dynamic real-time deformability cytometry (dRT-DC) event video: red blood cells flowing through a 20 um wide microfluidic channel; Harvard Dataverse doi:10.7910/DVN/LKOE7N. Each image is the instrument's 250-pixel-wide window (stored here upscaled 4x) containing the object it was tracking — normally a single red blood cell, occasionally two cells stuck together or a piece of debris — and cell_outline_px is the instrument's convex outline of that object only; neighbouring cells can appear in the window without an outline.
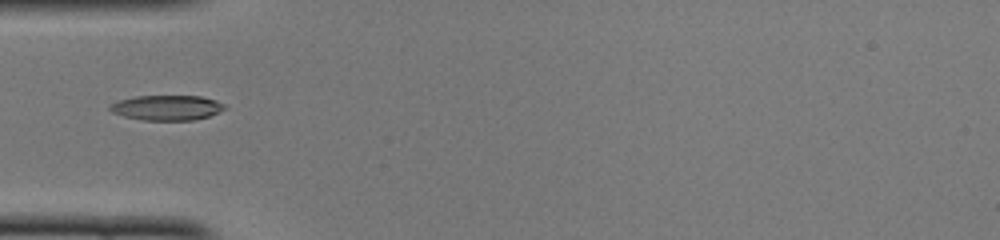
{"species": "common noctule bat (a hibernating species)", "species_latin": "Nyctalus noctula", "temperature_condition": "cold", "stored_images_in_passage": 34, "camera_frame_rate_fps": 3000, "um_per_image_px": 0.085, "animal": {"sex": "female", "body_mass_g": 22.0, "forearm_length_mm": 56.7}, "frame": {"image": 1, "passage_image": 1, "time_ms": 0.0, "image_size_px": [1000, 240], "cell_outline_px": [[228, 108], [208, 116], [192, 120], [144, 120], [124, 116], [112, 112], [108, 108], [108, 104], [120, 100], [136, 96], [200, 96], [216, 100], [224, 104]], "centroid_in_image_um": [14.18, 9.15], "position_along_channel_um": 70.8, "area_um2": 16.7}}
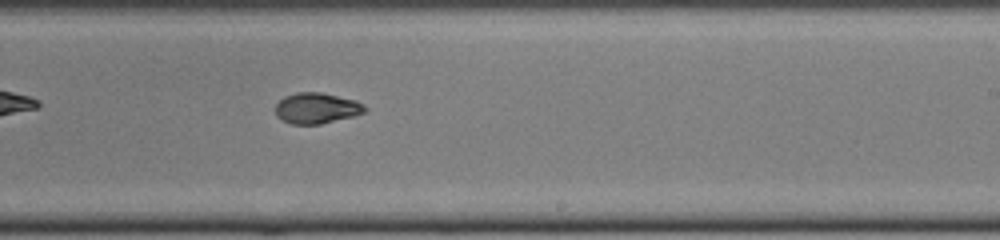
{"frame": {"image": 2, "passage_image": 15, "time_ms": 4.667, "image_size_px": [1000, 240], "cell_outline_px": [[368, 108], [364, 112], [352, 116], [320, 124], [292, 124], [280, 120], [276, 116], [276, 104], [284, 96], [296, 92], [320, 92], [356, 100], [364, 104]], "centroid_in_image_um": [26.89, 9.19], "position_along_channel_um": 262.1, "area_um2": 16.07}}
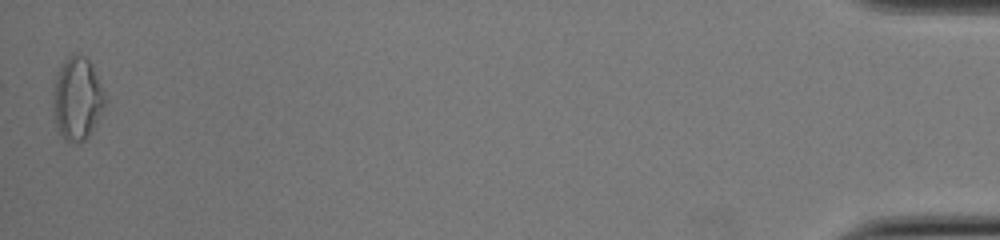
{"frame": {"image": 3, "passage_image": 34, "time_ms": 11.0, "image_size_px": [1000, 240], "cell_outline_px": [[104, 104], [96, 124], [88, 136], [84, 140], [68, 140], [60, 132], [56, 124], [56, 72], [60, 64], [68, 56], [76, 52], [84, 56], [88, 60], [100, 84], [104, 96]], "centroid_in_image_um": [6.59, 8.31], "position_along_channel_um": 428.6, "area_um2": 23.64}}